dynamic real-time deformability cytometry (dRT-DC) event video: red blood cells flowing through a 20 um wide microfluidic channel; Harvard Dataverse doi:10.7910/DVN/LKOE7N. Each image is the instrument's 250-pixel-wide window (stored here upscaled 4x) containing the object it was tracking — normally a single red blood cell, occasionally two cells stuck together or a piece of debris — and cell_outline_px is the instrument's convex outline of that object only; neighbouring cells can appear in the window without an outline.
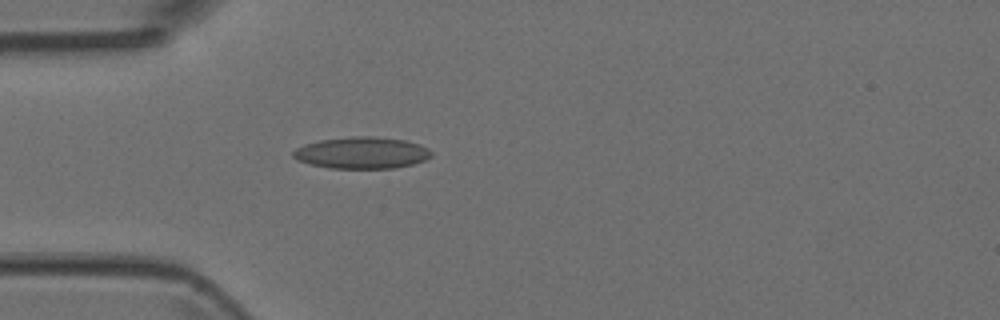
{"species": "Egyptian fruit bat (a non-hibernating species)", "species_latin": "Rousettus aegyptiacus", "temperature_condition": "room temperature", "stored_images_in_passage": 3, "camera_frame_rate_fps": 3000, "um_per_image_px": 0.085, "animal": {"sex": "female"}, "frame": {"image": 1, "passage_image": 3, "time_ms": 0.667, "image_size_px": [1000, 320], "cell_outline_px": [[432, 156], [424, 160], [412, 164], [396, 168], [328, 168], [296, 160], [292, 156], [292, 152], [296, 148], [304, 144], [320, 140], [352, 136], [376, 136], [404, 140], [420, 144], [428, 148], [432, 152]], "centroid_in_image_um": [30.75, 12.98], "position_along_channel_um": 54.2, "area_um2": 25.61}}